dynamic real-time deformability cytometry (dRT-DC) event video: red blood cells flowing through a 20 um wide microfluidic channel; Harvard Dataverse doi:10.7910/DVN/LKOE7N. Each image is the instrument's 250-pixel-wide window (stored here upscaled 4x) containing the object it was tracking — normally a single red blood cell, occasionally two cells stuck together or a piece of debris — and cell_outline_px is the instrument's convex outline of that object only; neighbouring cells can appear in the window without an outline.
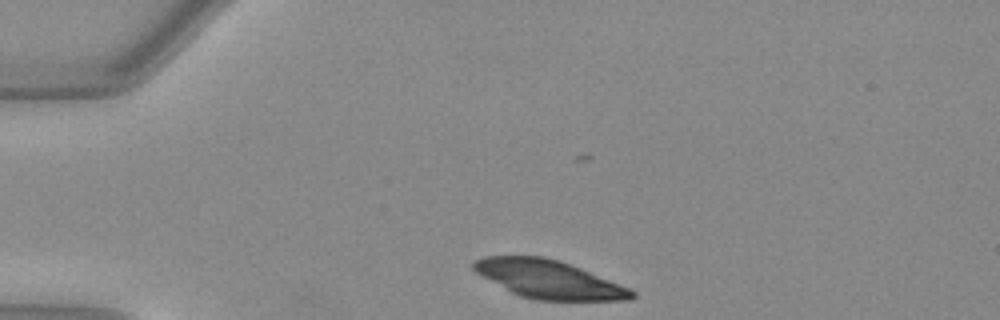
{"species": "Egyptian fruit bat (a non-hibernating species)", "species_latin": "Rousettus aegyptiacus", "temperature_condition": "warm", "stored_images_in_passage": 5, "camera_frame_rate_fps": 3000, "um_per_image_px": 0.085, "animal": {"sex": "female"}, "frame": {"image": 1, "passage_image": 1, "time_ms": 0.0, "image_size_px": [1000, 320], "cell_outline_px": [[636, 296], [628, 300], [536, 300], [520, 296], [512, 292], [476, 272], [472, 268], [472, 264], [476, 260], [484, 256], [544, 256], [560, 260], [580, 268], [628, 288], [636, 292]], "centroid_in_image_um": [46.64, 23.73], "position_along_channel_um": 38.4, "area_um2": 34.62}}